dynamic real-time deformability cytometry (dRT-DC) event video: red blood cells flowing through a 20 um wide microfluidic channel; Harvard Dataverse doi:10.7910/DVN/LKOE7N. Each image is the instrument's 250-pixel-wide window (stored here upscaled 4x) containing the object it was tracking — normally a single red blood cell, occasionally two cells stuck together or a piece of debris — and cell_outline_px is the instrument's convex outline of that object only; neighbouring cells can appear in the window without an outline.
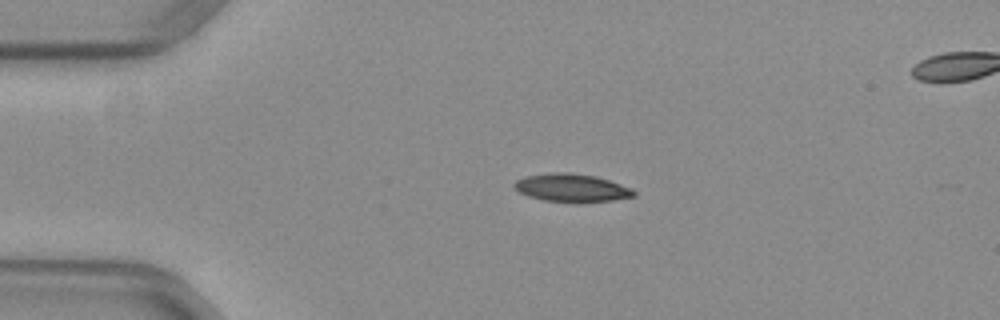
{"species": "common noctule bat (a hibernating species)", "species_latin": "Nyctalus noctula", "temperature_condition": "warm", "stored_images_in_passage": 43, "segment_of_instrument_passage": [1, 2], "camera_frame_rate_fps": 3000, "um_per_image_px": 0.085, "animal": {"sex": "female", "body_mass_g": 29.2, "forearm_length_mm": 56.3}, "frame": {"image": 1, "passage_image": 1, "time_ms": 0.0, "image_size_px": [1000, 320], "cell_outline_px": [[636, 196], [612, 200], [576, 204], [544, 200], [528, 196], [520, 192], [512, 184], [516, 180], [524, 176], [552, 172], [568, 172], [596, 176], [632, 188], [636, 192]], "centroid_in_image_um": [48.6, 15.98], "position_along_channel_um": 36.4, "area_um2": 19.88}}
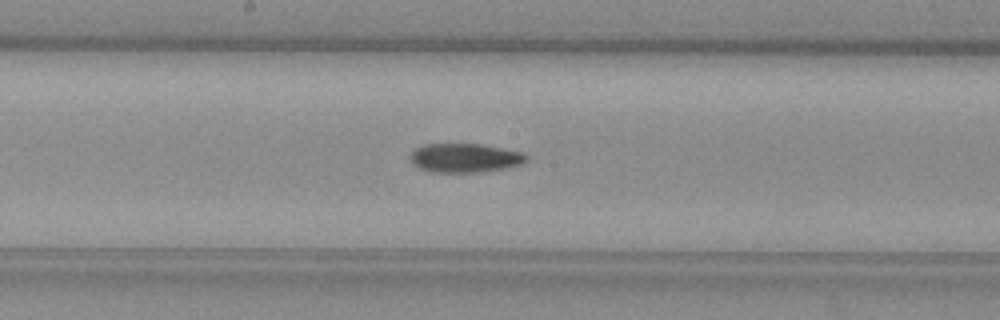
{"frame": {"image": 2, "passage_image": 17, "time_ms": 5.333, "image_size_px": [1000, 320], "cell_outline_px": [[528, 160], [520, 164], [508, 168], [480, 172], [428, 172], [412, 164], [412, 152], [416, 148], [424, 144], [480, 144], [524, 152], [528, 156]], "centroid_in_image_um": [39.55, 13.43], "position_along_channel_um": 208.6, "area_um2": 19.65}}
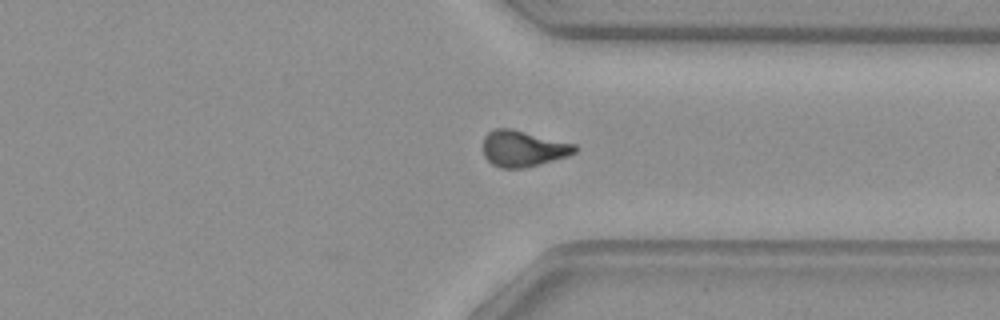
{"frame": {"image": 3, "passage_image": 29, "time_ms": 9.333, "image_size_px": [1000, 320], "cell_outline_px": [[576, 152], [568, 156], [540, 164], [524, 168], [500, 168], [492, 164], [484, 156], [484, 136], [488, 132], [496, 128], [512, 128], [576, 144]], "centroid_in_image_um": [44.47, 12.62], "position_along_channel_um": 366.9, "area_um2": 19.36}}